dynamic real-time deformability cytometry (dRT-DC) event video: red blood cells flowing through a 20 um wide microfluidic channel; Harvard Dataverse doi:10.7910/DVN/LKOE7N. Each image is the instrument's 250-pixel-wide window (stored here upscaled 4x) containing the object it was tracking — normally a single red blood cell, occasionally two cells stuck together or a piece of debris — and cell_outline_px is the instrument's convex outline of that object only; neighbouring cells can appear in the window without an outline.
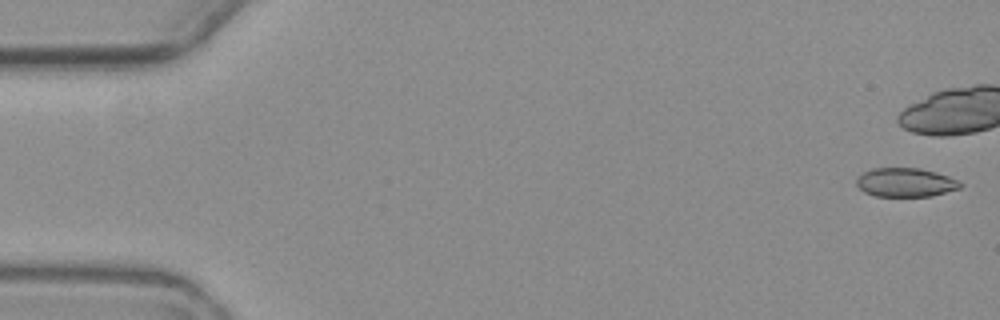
{"species": "common noctule bat (a hibernating species)", "species_latin": "Nyctalus noctula", "temperature_condition": "warm", "stored_images_in_passage": 16, "camera_frame_rate_fps": 3000, "um_per_image_px": 0.085, "animal": {"sex": "female", "body_mass_g": 19.3, "forearm_length_mm": 54.1}, "frame": {"image": 1, "passage_image": 1, "time_ms": 0.0, "image_size_px": [1000, 320], "cell_outline_px": [[964, 184], [960, 188], [932, 196], [876, 196], [864, 192], [856, 184], [856, 180], [864, 172], [872, 168], [920, 168], [936, 172], [960, 180]], "centroid_in_image_um": [77.01, 15.5], "position_along_channel_um": 8.0, "area_um2": 17.51}}
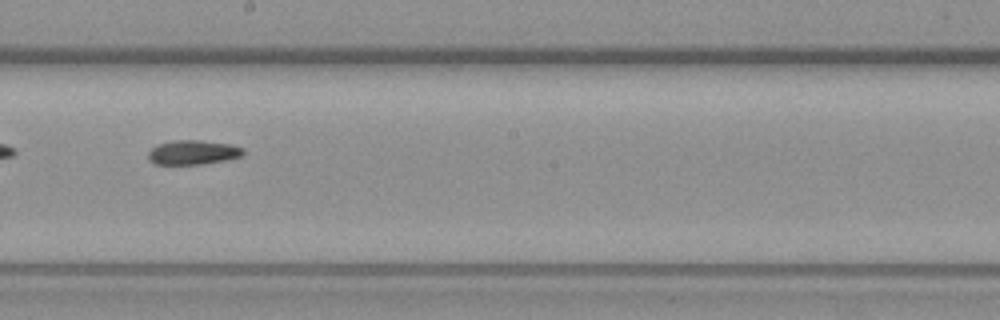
{"frame": {"image": 2, "passage_image": 10, "time_ms": 12.0, "image_size_px": [1000, 320], "cell_outline_px": [[244, 152], [240, 156], [224, 160], [200, 164], [156, 164], [148, 160], [148, 152], [156, 144], [172, 140], [200, 140], [232, 144], [244, 148]], "centroid_in_image_um": [16.37, 12.94], "position_along_channel_um": 231.8, "area_um2": 13.53}}
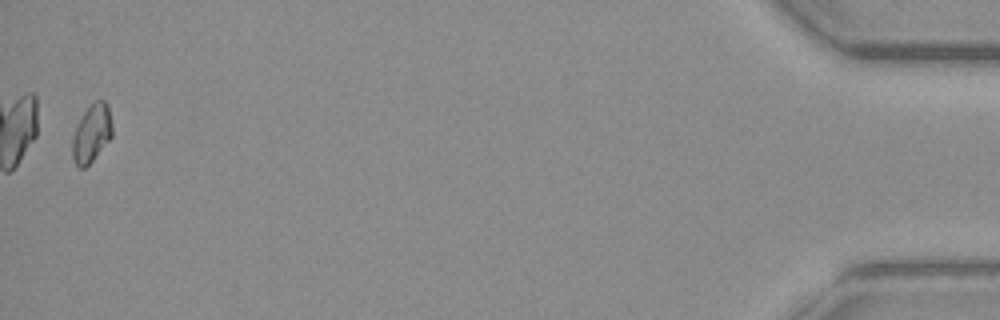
{"frame": {"image": 3, "passage_image": 16, "time_ms": 20.333, "image_size_px": [1000, 320], "cell_outline_px": [[112, 136], [92, 160], [84, 168], [80, 168], [76, 164], [72, 156], [72, 140], [76, 128], [84, 112], [96, 100], [104, 100], [108, 104], [112, 124]], "centroid_in_image_um": [7.8, 11.32], "position_along_channel_um": 427.4, "area_um2": 13.12}}